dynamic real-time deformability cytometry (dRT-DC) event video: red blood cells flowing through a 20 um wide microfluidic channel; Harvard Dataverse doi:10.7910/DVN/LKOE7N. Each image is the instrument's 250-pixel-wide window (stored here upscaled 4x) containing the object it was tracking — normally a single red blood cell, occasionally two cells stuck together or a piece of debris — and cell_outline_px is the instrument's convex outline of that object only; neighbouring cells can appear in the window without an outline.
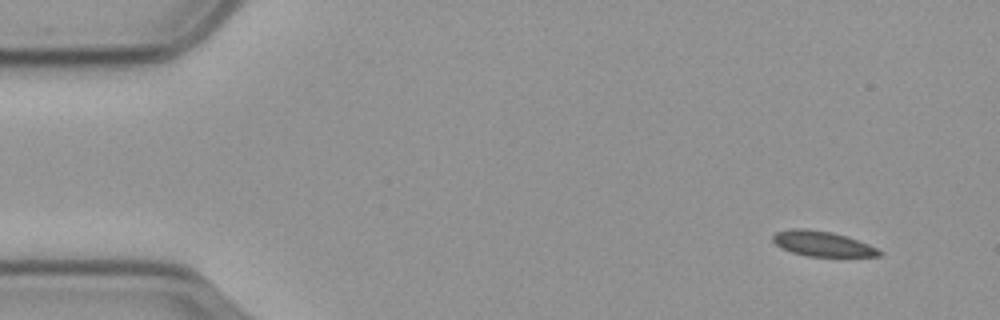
{"species": "common noctule bat (a hibernating species)", "species_latin": "Nyctalus noctula", "temperature_condition": "cold", "stored_images_in_passage": 37, "camera_frame_rate_fps": 3000, "um_per_image_px": 0.085, "animal": {"sex": "male", "body_mass_g": 23.1, "forearm_length_mm": 52.7}, "frame": {"image": 1, "passage_image": 1, "time_ms": 0.0, "image_size_px": [1000, 320], "cell_outline_px": [[884, 252], [880, 256], [808, 256], [792, 252], [776, 244], [772, 240], [772, 236], [776, 232], [792, 228], [808, 228], [832, 232], [848, 236], [868, 244]], "centroid_in_image_um": [69.91, 20.7], "position_along_channel_um": 15.1, "area_um2": 15.55}}
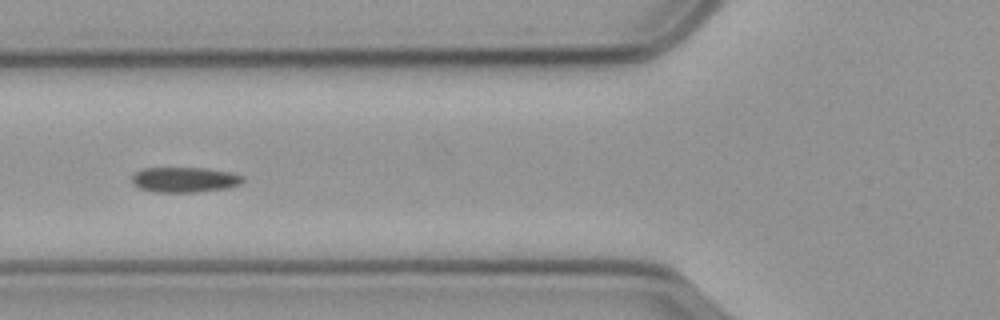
{"frame": {"image": 2, "passage_image": 18, "time_ms": 5.667, "image_size_px": [1000, 320], "cell_outline_px": [[244, 180], [240, 184], [228, 188], [196, 192], [156, 192], [140, 188], [132, 184], [132, 176], [136, 172], [144, 168], [204, 168], [232, 172], [244, 176]], "centroid_in_image_um": [15.72, 15.27], "position_along_channel_um": 110.1, "area_um2": 16.36}}
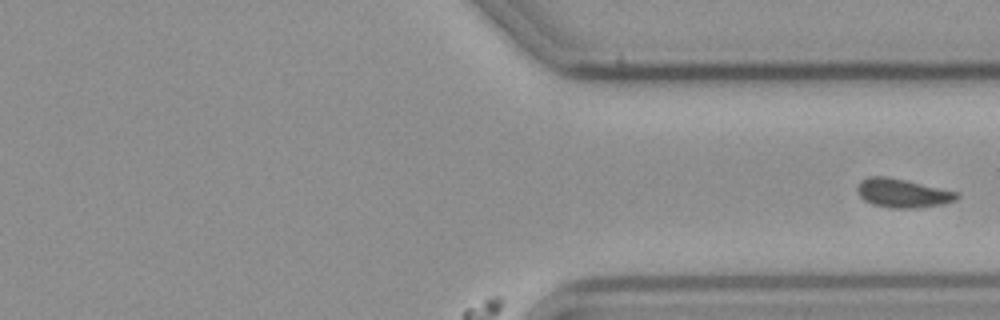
{"frame": {"image": 3, "passage_image": 37, "time_ms": 12.0, "image_size_px": [1000, 320], "cell_outline_px": [[960, 196], [956, 200], [944, 204], [916, 208], [888, 208], [872, 204], [864, 200], [856, 192], [856, 188], [860, 180], [872, 176], [884, 176], [904, 180], [956, 192]], "centroid_in_image_um": [76.67, 16.43], "position_along_channel_um": 334.7, "area_um2": 16.59}}